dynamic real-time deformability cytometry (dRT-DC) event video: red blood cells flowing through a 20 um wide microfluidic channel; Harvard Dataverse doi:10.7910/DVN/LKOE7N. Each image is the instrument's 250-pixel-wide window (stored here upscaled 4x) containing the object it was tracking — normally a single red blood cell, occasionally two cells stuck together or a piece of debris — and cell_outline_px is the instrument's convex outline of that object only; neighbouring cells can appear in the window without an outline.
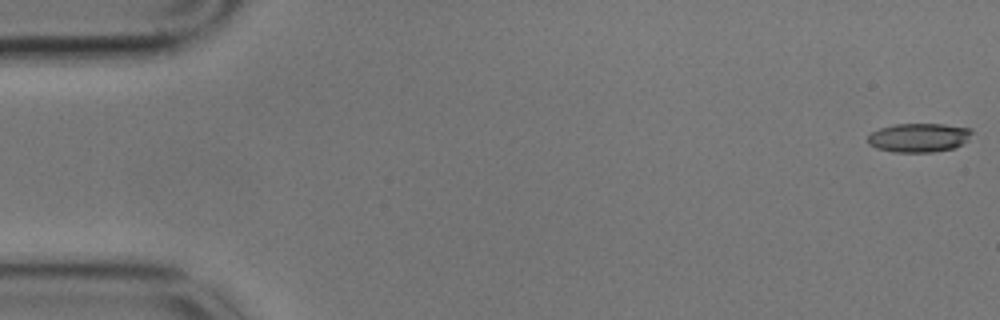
{"species": "common noctule bat (a hibernating species)", "species_latin": "Nyctalus noctula", "temperature_condition": "cold", "stored_images_in_passage": 58, "camera_frame_rate_fps": 3000, "um_per_image_px": 0.085, "animal": {"sex": "male", "body_mass_g": 17.9}, "frame": {"image": 1, "passage_image": 1, "time_ms": 0.0, "image_size_px": [1000, 320], "cell_outline_px": [[972, 132], [968, 140], [964, 144], [956, 148], [932, 152], [892, 152], [876, 148], [868, 144], [868, 136], [872, 132], [880, 128], [896, 124], [944, 124], [972, 128]], "centroid_in_image_um": [78.13, 11.7], "position_along_channel_um": 6.9, "area_um2": 17.74}}
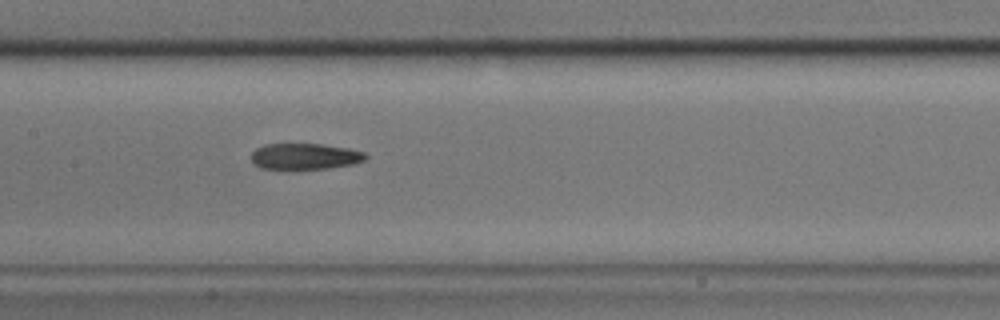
{"frame": {"image": 2, "passage_image": 28, "time_ms": 9.0, "image_size_px": [1000, 320], "cell_outline_px": [[368, 156], [364, 160], [352, 164], [328, 168], [260, 168], [252, 164], [252, 152], [256, 148], [264, 144], [324, 144], [348, 148], [364, 152]], "centroid_in_image_um": [25.9, 13.28], "position_along_channel_um": 181.5, "area_um2": 17.22}}
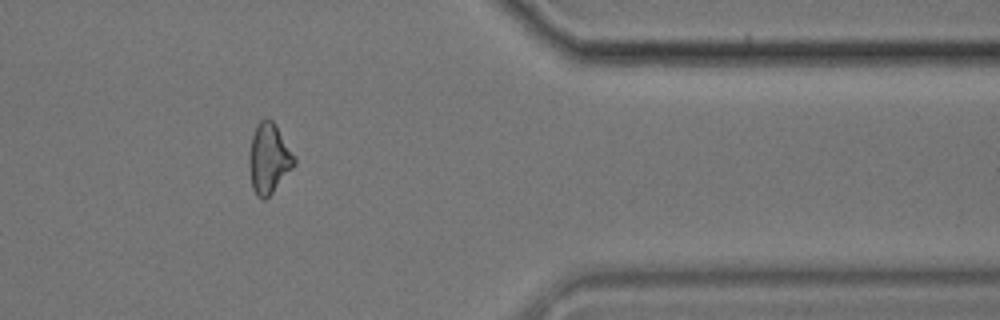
{"frame": {"image": 3, "passage_image": 48, "time_ms": 15.667, "image_size_px": [1000, 320], "cell_outline_px": [[296, 164], [272, 192], [264, 200], [260, 200], [256, 196], [252, 188], [248, 164], [248, 152], [252, 136], [256, 124], [264, 116], [268, 116], [276, 124], [296, 156]], "centroid_in_image_um": [22.84, 13.43], "position_along_channel_um": 388.6, "area_um2": 18.96}, "authors_computed_cell_mechanics": {"area_um2": 18.4382, "velocity_mm_per_s": 3.4155, "shape_relaxation_time_tau1_ms": null, "shape_relaxation_time_tau2_ms": 3.4102, "deformation_change_tau1": null, "deformation_change_tau2": 0.1118}}